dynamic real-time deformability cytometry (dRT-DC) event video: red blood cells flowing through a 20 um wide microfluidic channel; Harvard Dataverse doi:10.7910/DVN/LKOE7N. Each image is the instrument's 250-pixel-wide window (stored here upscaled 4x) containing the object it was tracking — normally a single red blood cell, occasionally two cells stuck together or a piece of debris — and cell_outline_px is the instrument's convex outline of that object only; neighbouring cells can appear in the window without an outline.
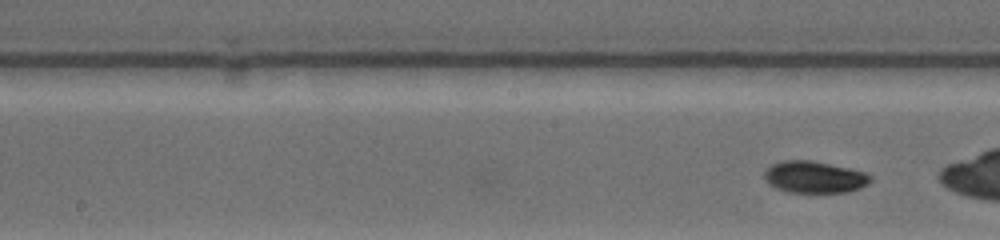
{"species": "common noctule bat (a hibernating species)", "species_latin": "Nyctalus noctula", "temperature_condition": "warm", "stored_images_in_passage": 15, "camera_frame_rate_fps": 4500, "um_per_image_px": 0.085, "animal": {"sex": "female", "body_mass_g": 19.0, "forearm_length_mm": 53.3}, "frame": {"image": 1, "passage_image": 15, "time_ms": 3.333, "image_size_px": [1000, 240], "cell_outline_px": [[872, 180], [868, 184], [860, 188], [844, 192], [788, 192], [776, 188], [768, 184], [764, 180], [764, 172], [772, 164], [784, 160], [804, 160], [828, 164], [864, 172], [872, 176]], "centroid_in_image_um": [69.19, 15.06], "position_along_channel_um": 179.0, "area_um2": 19.42}}